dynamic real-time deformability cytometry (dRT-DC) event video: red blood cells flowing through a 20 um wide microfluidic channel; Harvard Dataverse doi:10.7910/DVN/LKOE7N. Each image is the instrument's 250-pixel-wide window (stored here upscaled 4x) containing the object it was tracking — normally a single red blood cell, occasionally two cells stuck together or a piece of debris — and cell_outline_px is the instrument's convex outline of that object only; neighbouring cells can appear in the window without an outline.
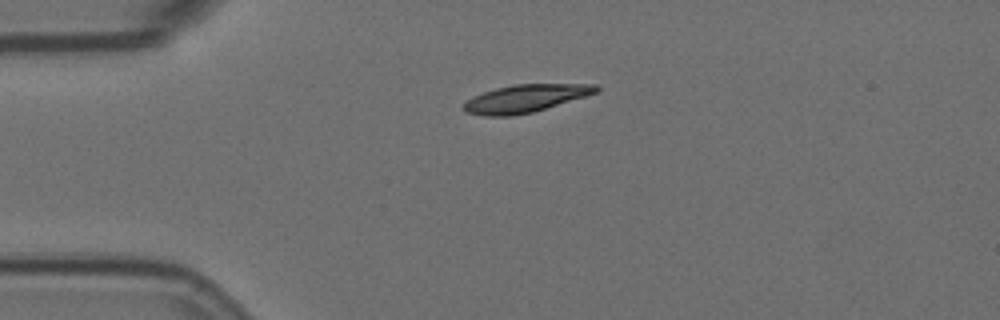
{"species": "Egyptian fruit bat (a non-hibernating species)", "species_latin": "Rousettus aegyptiacus", "temperature_condition": "room temperature", "stored_images_in_passage": 2, "camera_frame_rate_fps": 3000, "um_per_image_px": 0.085, "animal": {"sex": "female"}, "frame": {"image": 1, "passage_image": 1, "time_ms": 0.0, "image_size_px": [1000, 320], "cell_outline_px": [[600, 92], [532, 112], [512, 116], [484, 116], [464, 112], [460, 108], [472, 96], [496, 88], [512, 84], [596, 84], [600, 88]], "centroid_in_image_um": [44.64, 8.37], "position_along_channel_um": 40.4, "area_um2": 21.5}}